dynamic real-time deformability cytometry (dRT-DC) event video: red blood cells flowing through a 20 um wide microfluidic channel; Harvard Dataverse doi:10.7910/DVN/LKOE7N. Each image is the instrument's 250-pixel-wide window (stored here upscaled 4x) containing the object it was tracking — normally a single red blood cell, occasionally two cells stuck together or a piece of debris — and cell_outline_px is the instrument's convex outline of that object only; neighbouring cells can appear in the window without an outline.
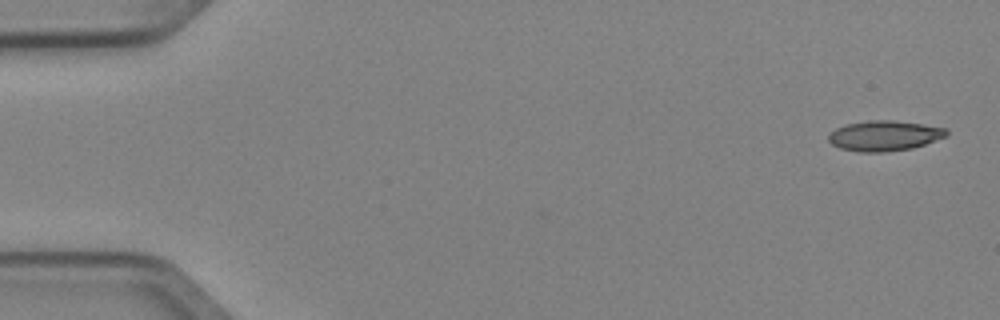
{"species": "Egyptian fruit bat (a non-hibernating species)", "species_latin": "Rousettus aegyptiacus", "temperature_condition": "cold", "stored_images_in_passage": 4, "camera_frame_rate_fps": 3000, "um_per_image_px": 0.085, "animal": {"sex": "female"}, "frame": {"image": 1, "passage_image": 1, "time_ms": 0.0, "image_size_px": [1000, 320], "cell_outline_px": [[948, 136], [912, 148], [880, 152], [860, 152], [840, 148], [832, 144], [828, 140], [828, 136], [836, 128], [844, 124], [868, 120], [892, 120], [948, 128]], "centroid_in_image_um": [75.17, 11.53], "position_along_channel_um": 9.8, "area_um2": 20.75}}